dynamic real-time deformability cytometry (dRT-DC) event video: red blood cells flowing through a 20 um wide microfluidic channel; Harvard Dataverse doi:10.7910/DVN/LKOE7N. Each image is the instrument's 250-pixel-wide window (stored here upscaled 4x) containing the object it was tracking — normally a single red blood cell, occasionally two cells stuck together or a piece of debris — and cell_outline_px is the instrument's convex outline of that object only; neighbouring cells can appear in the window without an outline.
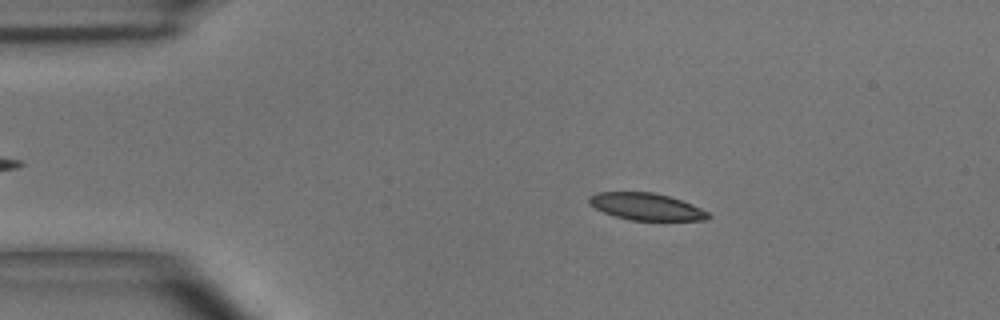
{"species": "common noctule bat (a hibernating species)", "species_latin": "Nyctalus noctula", "temperature_condition": "room temperature", "stored_images_in_passage": 4, "camera_frame_rate_fps": 3000, "um_per_image_px": 0.085, "animal": {"sex": "male", "body_mass_g": 15.6}, "frame": {"image": 1, "passage_image": 2, "time_ms": 1.333, "image_size_px": [1000, 320], "cell_outline_px": [[712, 216], [708, 220], [628, 220], [604, 212], [588, 204], [588, 196], [596, 192], [652, 192], [668, 196], [692, 204], [708, 212]], "centroid_in_image_um": [54.92, 17.56], "position_along_channel_um": 30.1, "area_um2": 18.73}}
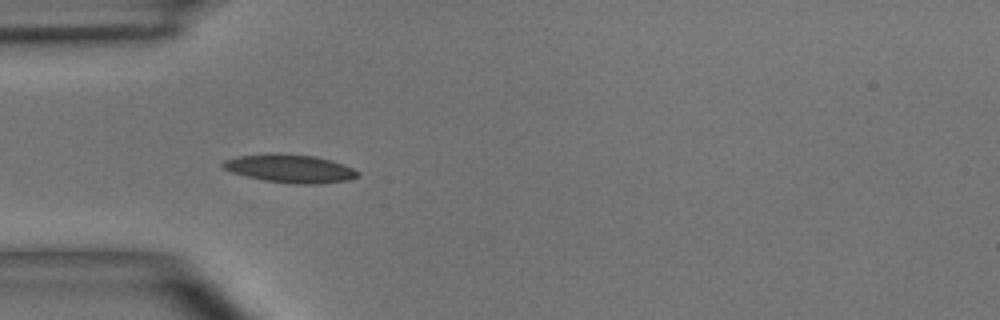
{"frame": {"image": 2, "passage_image": 3, "time_ms": 3.333, "image_size_px": [1000, 320], "cell_outline_px": [[360, 176], [348, 180], [320, 184], [292, 184], [264, 180], [232, 172], [224, 168], [220, 164], [224, 160], [240, 156], [276, 152], [280, 152], [316, 156], [332, 160], [344, 164], [360, 172]], "centroid_in_image_um": [24.7, 14.32], "position_along_channel_um": 60.3, "area_um2": 22.43}}
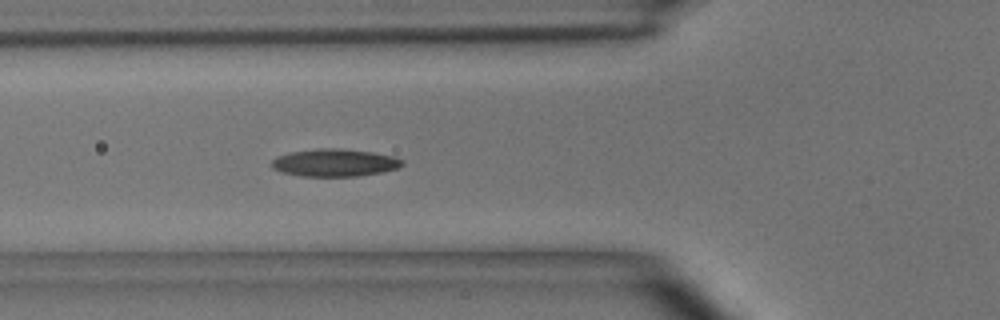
{"frame": {"image": 3, "passage_image": 4, "time_ms": 4.333, "image_size_px": [1000, 320], "cell_outline_px": [[404, 164], [396, 168], [384, 172], [360, 176], [300, 176], [280, 172], [272, 168], [272, 160], [276, 156], [288, 152], [316, 148], [340, 148], [372, 152], [392, 156], [404, 160]], "centroid_in_image_um": [28.42, 13.83], "position_along_channel_um": 97.4, "area_um2": 21.21}}